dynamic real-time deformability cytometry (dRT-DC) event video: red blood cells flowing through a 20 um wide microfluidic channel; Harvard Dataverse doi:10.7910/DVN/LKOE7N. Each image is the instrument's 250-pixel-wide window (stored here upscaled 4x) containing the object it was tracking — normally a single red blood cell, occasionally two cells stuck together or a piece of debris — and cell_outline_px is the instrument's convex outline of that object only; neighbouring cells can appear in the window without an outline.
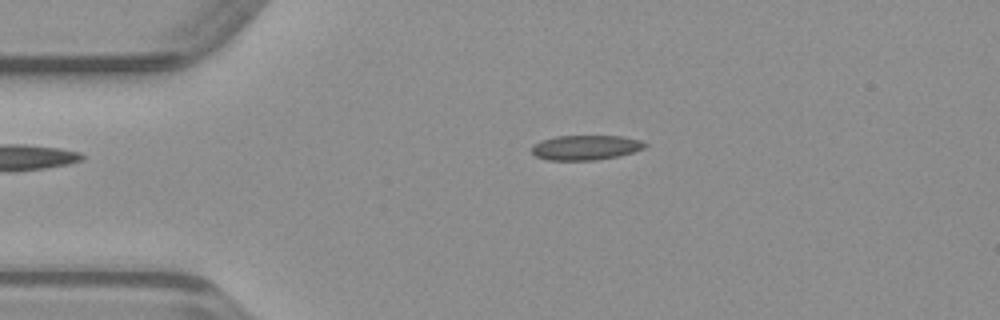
{"species": "common noctule bat (a hibernating species)", "species_latin": "Nyctalus noctula", "temperature_condition": "warm", "stored_images_in_passage": 47, "camera_frame_rate_fps": 3000, "um_per_image_px": 0.085, "animal": {"sex": "male", "body_mass_g": 23.1, "forearm_length_mm": 52.7}, "frame": {"image": 1, "passage_image": 9, "time_ms": 2.667, "image_size_px": [1000, 320], "cell_outline_px": [[648, 144], [644, 148], [632, 152], [616, 156], [596, 160], [548, 160], [536, 156], [532, 152], [532, 144], [540, 140], [556, 136], [624, 136], [640, 140]], "centroid_in_image_um": [49.75, 12.53], "position_along_channel_um": 35.2, "area_um2": 16.36}}
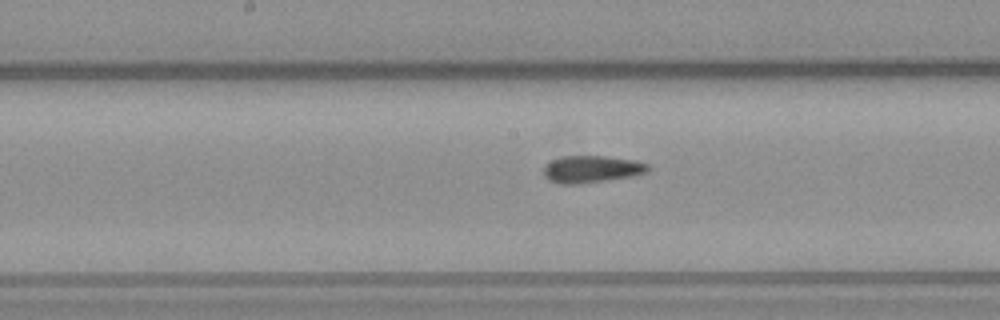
{"frame": {"image": 2, "passage_image": 23, "time_ms": 7.333, "image_size_px": [1000, 320], "cell_outline_px": [[652, 168], [648, 172], [632, 176], [576, 184], [560, 184], [548, 180], [544, 176], [544, 164], [560, 156], [604, 156], [636, 160], [648, 164]], "centroid_in_image_um": [50.28, 14.37], "position_along_channel_um": 197.9, "area_um2": 16.59}}
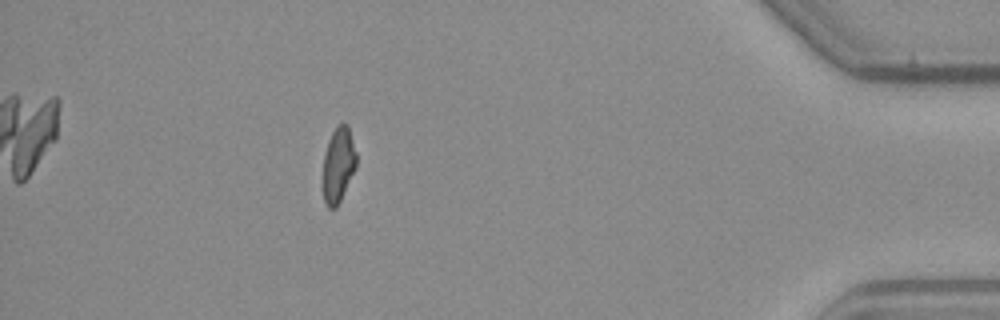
{"frame": {"image": 3, "passage_image": 42, "time_ms": 13.667, "image_size_px": [1000, 320], "cell_outline_px": [[356, 168], [336, 208], [328, 208], [324, 200], [324, 152], [328, 140], [336, 124], [348, 124], [356, 152]], "centroid_in_image_um": [28.77, 13.97], "position_along_channel_um": 406.4, "area_um2": 14.51}}